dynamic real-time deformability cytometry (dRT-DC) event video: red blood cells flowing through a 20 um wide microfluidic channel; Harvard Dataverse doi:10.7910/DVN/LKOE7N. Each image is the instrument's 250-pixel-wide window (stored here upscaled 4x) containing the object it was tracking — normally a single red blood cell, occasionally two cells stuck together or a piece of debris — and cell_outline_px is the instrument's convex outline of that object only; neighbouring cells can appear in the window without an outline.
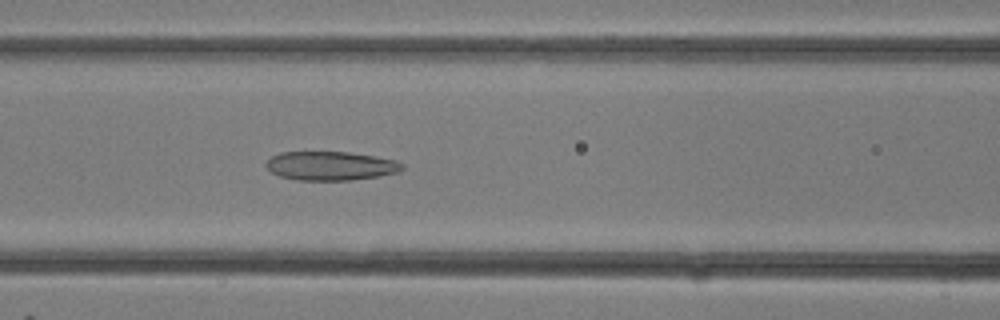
{"species": "common noctule bat (a hibernating species)", "species_latin": "Nyctalus noctula", "temperature_condition": "room temperature", "stored_images_in_passage": 7, "camera_frame_rate_fps": 3000, "um_per_image_px": 0.085, "animal": {"sex": "female"}, "frame": {"image": 1, "passage_image": 5, "time_ms": 1.333, "image_size_px": [1000, 320], "cell_outline_px": [[404, 168], [400, 172], [380, 176], [352, 180], [296, 180], [280, 176], [272, 172], [264, 164], [272, 156], [280, 152], [348, 152], [376, 156], [396, 160], [404, 164]], "centroid_in_image_um": [28.15, 14.1], "position_along_channel_um": 138.5, "area_um2": 23.06}}
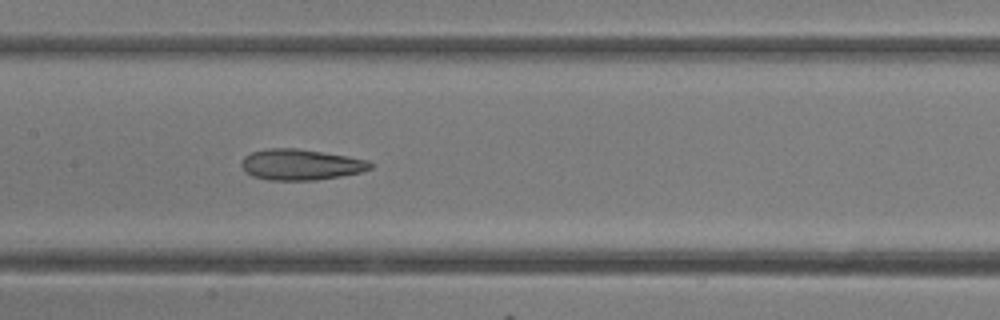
{"frame": {"image": 2, "passage_image": 7, "time_ms": 2.0, "image_size_px": [1000, 320], "cell_outline_px": [[372, 168], [360, 172], [340, 176], [316, 180], [268, 180], [252, 176], [244, 172], [240, 164], [244, 156], [252, 152], [268, 148], [296, 148], [348, 156], [368, 160], [372, 164]], "centroid_in_image_um": [25.53, 13.99], "position_along_channel_um": 181.9, "area_um2": 23.24}}